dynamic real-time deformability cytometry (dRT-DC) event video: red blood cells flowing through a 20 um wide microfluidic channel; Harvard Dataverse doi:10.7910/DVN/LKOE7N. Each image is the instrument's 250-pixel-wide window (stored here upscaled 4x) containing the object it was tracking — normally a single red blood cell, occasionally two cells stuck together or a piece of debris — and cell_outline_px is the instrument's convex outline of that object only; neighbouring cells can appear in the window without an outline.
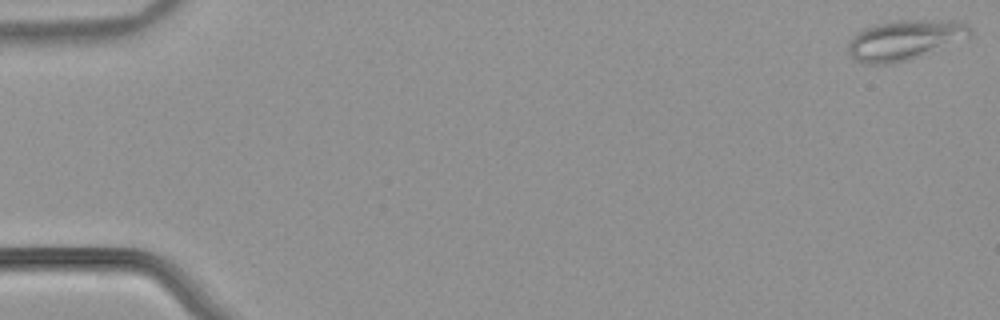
{"species": "common noctule bat (a hibernating species)", "species_latin": "Nyctalus noctula", "temperature_condition": "warm", "stored_images_in_passage": 53, "camera_frame_rate_fps": 3000, "um_per_image_px": 0.085, "animal": {"sex": "male", "body_mass_g": 21.5, "forearm_length_mm": 52.0}, "frame": {"image": 1, "passage_image": 1, "time_ms": 0.0, "image_size_px": [1000, 320], "cell_outline_px": [[972, 36], [968, 40], [908, 60], [888, 64], [864, 64], [856, 60], [848, 52], [848, 40], [856, 32], [864, 28], [876, 24], [892, 20], [956, 20], [968, 24], [972, 28]], "centroid_in_image_um": [76.97, 3.39], "position_along_channel_um": 8.0, "area_um2": 29.13}}
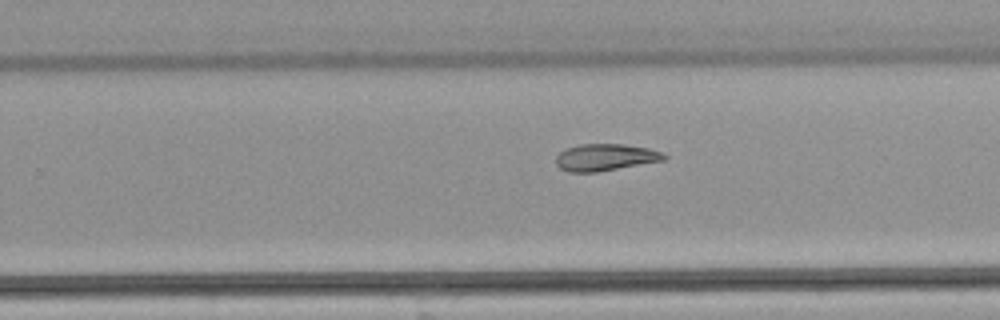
{"frame": {"image": 2, "passage_image": 34, "time_ms": 11.0, "image_size_px": [1000, 320], "cell_outline_px": [[668, 156], [664, 160], [596, 172], [568, 172], [560, 168], [556, 164], [556, 156], [560, 152], [568, 148], [580, 144], [624, 144], [648, 148], [664, 152]], "centroid_in_image_um": [51.46, 13.37], "position_along_channel_um": 278.3, "area_um2": 16.88}}
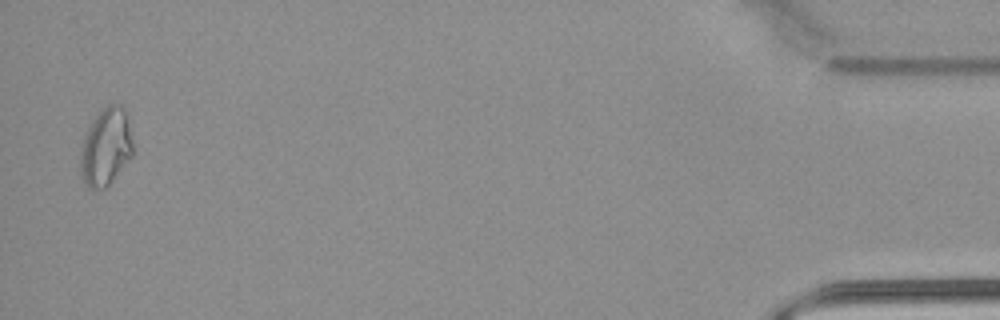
{"frame": {"image": 3, "passage_image": 52, "time_ms": 17.0, "image_size_px": [1000, 320], "cell_outline_px": [[132, 156], [108, 184], [104, 188], [88, 188], [84, 184], [80, 172], [80, 156], [84, 136], [92, 120], [108, 104], [120, 104], [124, 108], [128, 116], [132, 140]], "centroid_in_image_um": [8.99, 12.48], "position_along_channel_um": 426.2, "area_um2": 23.52}}